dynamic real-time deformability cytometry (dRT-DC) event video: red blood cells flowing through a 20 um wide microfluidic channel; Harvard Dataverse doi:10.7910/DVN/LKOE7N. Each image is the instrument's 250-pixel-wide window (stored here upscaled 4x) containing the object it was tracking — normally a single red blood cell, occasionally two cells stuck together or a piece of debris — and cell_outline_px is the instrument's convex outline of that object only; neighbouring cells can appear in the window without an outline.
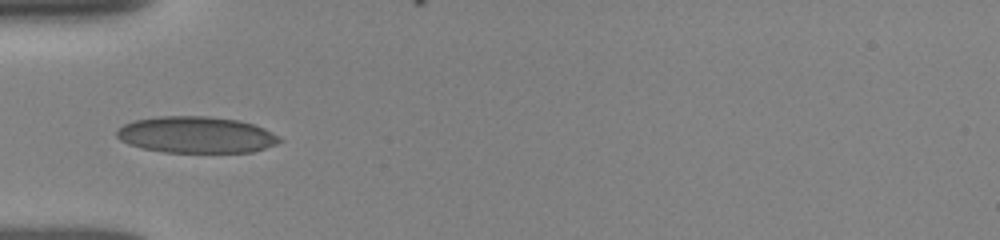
{"species": "human", "species_latin": "Homo sapiens", "temperature_condition": "room temperature", "stored_images_in_passage": 35, "camera_frame_rate_fps": 3000, "um_per_image_px": 0.085, "donor": {"sex": "female"}, "frame": {"image": 1, "passage_image": 1, "time_ms": 0.0, "image_size_px": [1000, 240], "cell_outline_px": [[284, 140], [276, 144], [252, 152], [164, 152], [144, 148], [128, 144], [120, 140], [116, 136], [116, 132], [124, 124], [132, 120], [156, 116], [208, 116], [240, 120], [264, 128], [280, 136]], "centroid_in_image_um": [16.68, 11.45], "position_along_channel_um": 68.3, "area_um2": 34.74}}
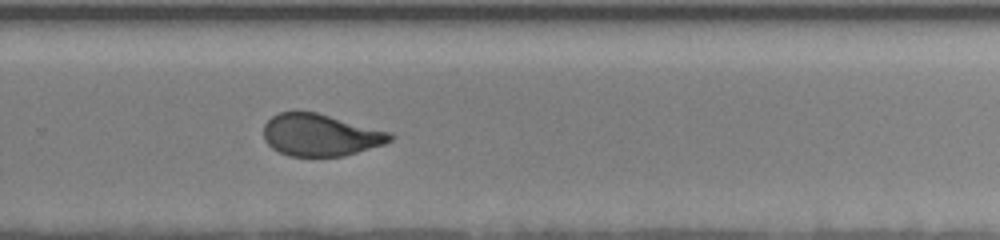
{"frame": {"image": 2, "passage_image": 19, "time_ms": 6.0, "image_size_px": [1000, 240], "cell_outline_px": [[396, 136], [392, 140], [384, 144], [344, 156], [288, 156], [272, 148], [264, 140], [264, 124], [272, 116], [280, 112], [316, 112], [392, 132]], "centroid_in_image_um": [27.26, 11.48], "position_along_channel_um": 302.5, "area_um2": 31.04}}
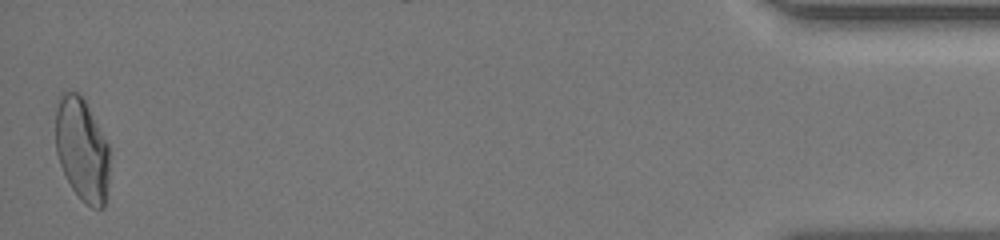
{"frame": {"image": 3, "passage_image": 35, "time_ms": 11.333, "image_size_px": [1000, 240], "cell_outline_px": [[108, 176], [104, 208], [92, 208], [72, 188], [60, 164], [56, 152], [56, 108], [60, 92], [76, 92], [84, 100], [108, 144]], "centroid_in_image_um": [6.95, 12.69], "position_along_channel_um": 428.3, "area_um2": 31.79}, "authors_computed_cell_mechanics": {"area_um2": 32.0212, "velocity_mm_per_s": 3.9176, "shape_relaxation_time_tau1_ms": 4.3805, "shape_relaxation_time_tau2_ms": 0.7788, "deformation_change_tau1": 0.1483, "deformation_change_tau2": 0.0676}}